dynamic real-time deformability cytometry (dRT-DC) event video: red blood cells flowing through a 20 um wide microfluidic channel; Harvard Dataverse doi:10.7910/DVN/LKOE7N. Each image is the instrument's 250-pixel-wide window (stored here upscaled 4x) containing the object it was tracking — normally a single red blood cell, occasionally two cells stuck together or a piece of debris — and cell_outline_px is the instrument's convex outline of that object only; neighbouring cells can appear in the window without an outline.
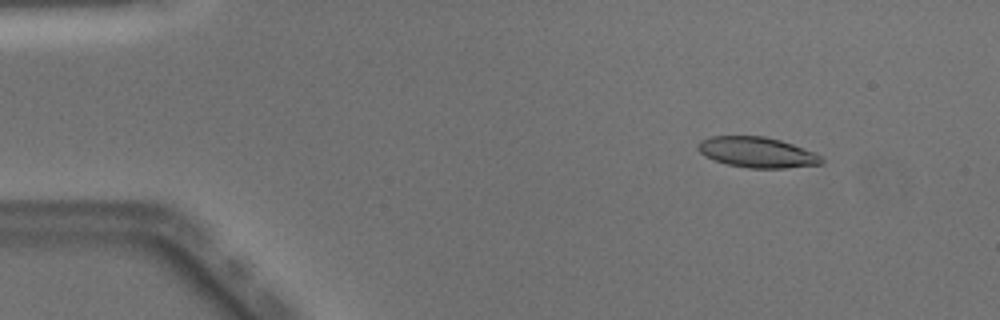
{"species": "Egyptian fruit bat (a non-hibernating species)", "species_latin": "Rousettus aegyptiacus", "temperature_condition": "warm", "stored_images_in_passage": 48, "camera_frame_rate_fps": 3000, "um_per_image_px": 0.085, "animal": {"sex": "male"}, "frame": {"image": 1, "passage_image": 5, "time_ms": 1.333, "image_size_px": [1000, 320], "cell_outline_px": [[824, 164], [784, 168], [748, 168], [728, 164], [716, 160], [700, 152], [696, 148], [696, 144], [700, 140], [712, 136], [764, 136], [780, 140], [792, 144], [812, 152], [820, 156], [824, 160]], "centroid_in_image_um": [64.34, 12.94], "position_along_channel_um": 20.7, "area_um2": 21.79}}
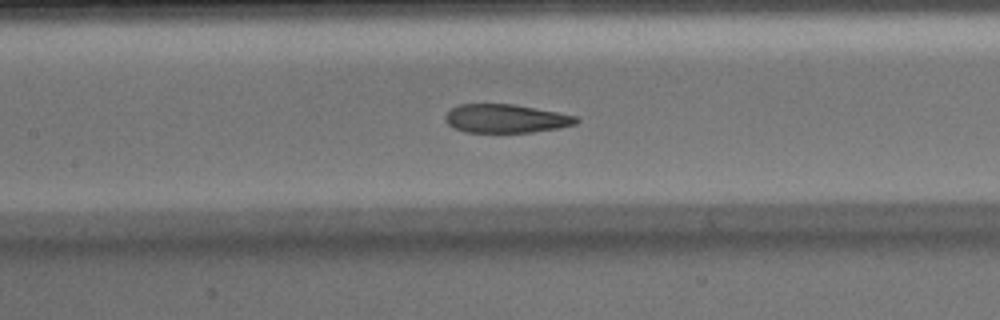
{"frame": {"image": 2, "passage_image": 22, "time_ms": 7.0, "image_size_px": [1000, 320], "cell_outline_px": [[580, 120], [576, 124], [560, 128], [532, 132], [464, 132], [448, 124], [444, 120], [444, 116], [452, 108], [460, 104], [516, 104], [576, 116]], "centroid_in_image_um": [43.0, 10.08], "position_along_channel_um": 164.4, "area_um2": 21.79}}
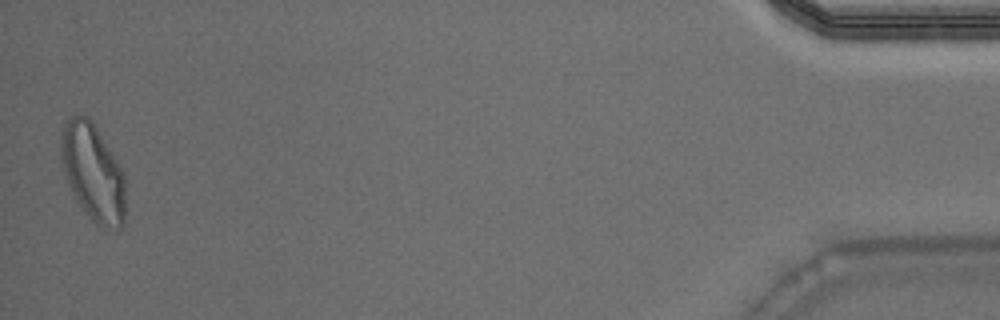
{"frame": {"image": 3, "passage_image": 48, "time_ms": 15.667, "image_size_px": [1000, 320], "cell_outline_px": [[124, 224], [120, 228], [116, 228], [96, 224], [80, 208], [72, 196], [60, 160], [60, 136], [64, 124], [72, 116], [88, 116], [92, 120], [112, 152], [124, 176]], "centroid_in_image_um": [7.85, 14.65], "position_along_channel_um": 427.3, "area_um2": 36.47}, "authors_computed_cell_mechanics": {"area_um2": 23.2934, "velocity_mm_per_s": 4.0539, "shape_relaxation_time_tau1_ms": 7.3819, "shape_relaxation_time_tau2_ms": 1.2789, "deformation_change_tau1": 0.2428, "deformation_change_tau2": 0.084}}